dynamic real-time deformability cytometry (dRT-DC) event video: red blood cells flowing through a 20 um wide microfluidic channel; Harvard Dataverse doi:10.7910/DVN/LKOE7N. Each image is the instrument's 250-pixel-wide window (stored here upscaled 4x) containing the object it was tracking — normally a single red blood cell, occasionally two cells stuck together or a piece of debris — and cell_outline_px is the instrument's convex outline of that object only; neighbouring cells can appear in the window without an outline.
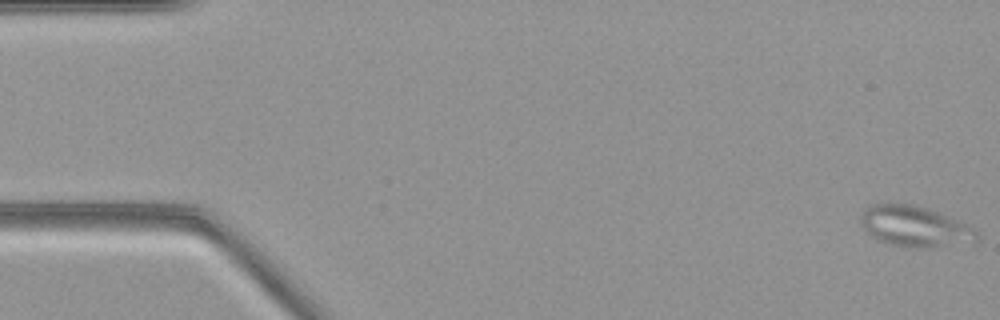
{"species": "common noctule bat (a hibernating species)", "species_latin": "Nyctalus noctula", "temperature_condition": "warm", "stored_images_in_passage": 53, "camera_frame_rate_fps": 3000, "um_per_image_px": 0.085, "animal": {"sex": "female", "body_mass_g": 21.9}, "frame": {"image": 1, "passage_image": 1, "time_ms": 0.0, "image_size_px": [1000, 320], "cell_outline_px": [[980, 240], [976, 244], [928, 248], [908, 248], [876, 240], [864, 228], [860, 220], [860, 216], [864, 208], [868, 204], [916, 204], [928, 208], [976, 228], [980, 232]], "centroid_in_image_um": [77.85, 19.28], "position_along_channel_um": 7.1, "area_um2": 28.38}}
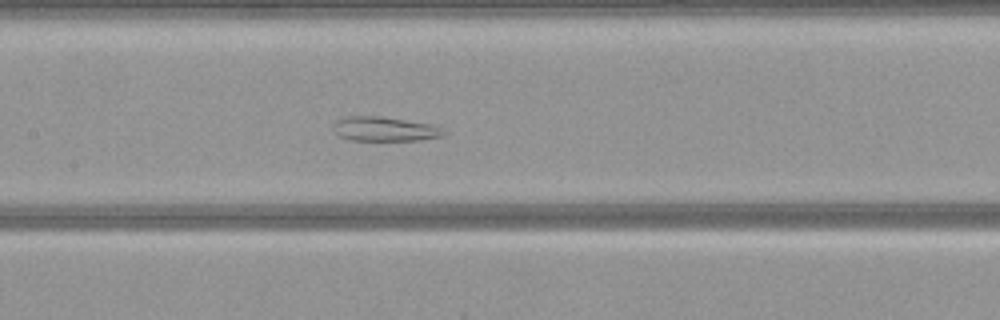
{"frame": {"image": 2, "passage_image": 25, "time_ms": 8.0, "image_size_px": [1000, 320], "cell_outline_px": [[444, 132], [440, 136], [416, 140], [348, 140], [340, 136], [332, 128], [332, 124], [336, 120], [348, 116], [380, 116], [436, 124]], "centroid_in_image_um": [32.65, 10.95], "position_along_channel_um": 174.8, "area_um2": 15.66}}
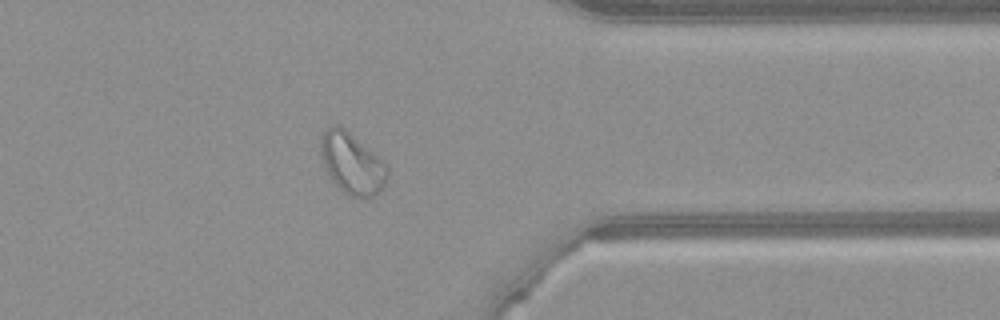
{"frame": {"image": 3, "passage_image": 42, "time_ms": 13.667, "image_size_px": [1000, 320], "cell_outline_px": [[388, 176], [384, 184], [372, 196], [348, 196], [332, 180], [324, 168], [320, 152], [320, 140], [324, 132], [332, 124], [336, 124], [344, 128], [380, 156], [388, 164]], "centroid_in_image_um": [29.91, 13.85], "position_along_channel_um": 381.5, "area_um2": 23.7}}